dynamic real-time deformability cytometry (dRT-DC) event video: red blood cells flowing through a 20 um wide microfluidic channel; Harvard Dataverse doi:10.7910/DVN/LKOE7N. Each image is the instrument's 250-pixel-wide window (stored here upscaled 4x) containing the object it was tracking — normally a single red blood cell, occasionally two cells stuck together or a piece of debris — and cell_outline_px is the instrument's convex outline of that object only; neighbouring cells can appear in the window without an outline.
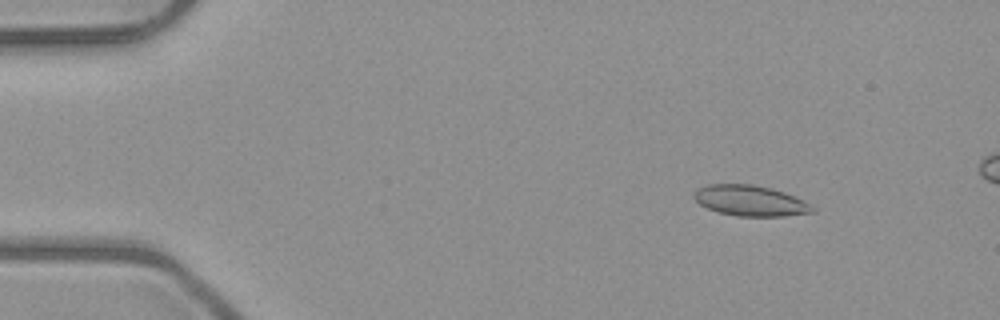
{"species": "common noctule bat (a hibernating species)", "species_latin": "Nyctalus noctula", "temperature_condition": "room temperature", "stored_images_in_passage": 5, "camera_frame_rate_fps": 3000, "um_per_image_px": 0.085, "animal": {"sex": "male", "body_mass_g": 23.1, "forearm_length_mm": 52.7}, "frame": {"image": 1, "passage_image": 2, "time_ms": 1.333, "image_size_px": [1000, 320], "cell_outline_px": [[816, 212], [784, 216], [736, 216], [716, 212], [700, 204], [692, 196], [696, 188], [708, 184], [752, 184], [772, 188], [784, 192], [804, 200], [816, 208]], "centroid_in_image_um": [63.78, 17.06], "position_along_channel_um": 21.2, "area_um2": 21.39}}